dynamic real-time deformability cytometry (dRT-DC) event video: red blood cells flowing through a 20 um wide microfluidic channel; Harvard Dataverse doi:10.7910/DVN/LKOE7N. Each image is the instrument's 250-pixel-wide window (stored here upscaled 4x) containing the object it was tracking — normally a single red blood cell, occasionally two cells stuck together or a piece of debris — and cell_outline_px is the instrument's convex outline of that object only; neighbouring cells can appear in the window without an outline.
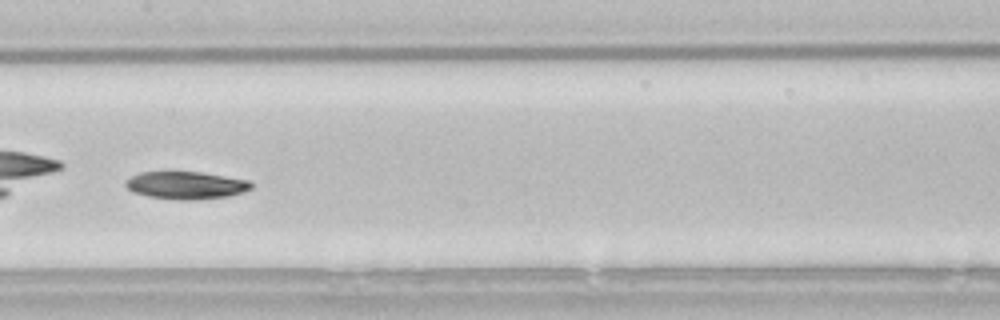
{"species": "common noctule bat (a hibernating species)", "species_latin": "Nyctalus noctula", "temperature_condition": "room temperature", "stored_images_in_passage": 43, "camera_frame_rate_fps": 3000, "um_per_image_px": 0.085, "animal": {"sex": "male", "body_mass_g": 21.5, "forearm_length_mm": 52.0}, "frame": {"image": 1, "passage_image": 25, "time_ms": 8.0, "image_size_px": [1000, 320], "cell_outline_px": [[252, 188], [244, 192], [228, 196], [196, 200], [180, 200], [148, 196], [132, 192], [124, 184], [132, 176], [140, 172], [204, 172], [248, 180], [252, 184]], "centroid_in_image_um": [15.84, 15.75], "position_along_channel_um": 191.6, "area_um2": 20.17}, "authors_computed_cell_mechanics": {"area_um2": 20.9814, "velocity_mm_per_s": 3.7835, "shape_relaxation_time_tau1_ms": 2.225, "shape_relaxation_time_tau2_ms": null, "deformation_change_tau1": 0.0943, "deformation_change_tau2": null}}